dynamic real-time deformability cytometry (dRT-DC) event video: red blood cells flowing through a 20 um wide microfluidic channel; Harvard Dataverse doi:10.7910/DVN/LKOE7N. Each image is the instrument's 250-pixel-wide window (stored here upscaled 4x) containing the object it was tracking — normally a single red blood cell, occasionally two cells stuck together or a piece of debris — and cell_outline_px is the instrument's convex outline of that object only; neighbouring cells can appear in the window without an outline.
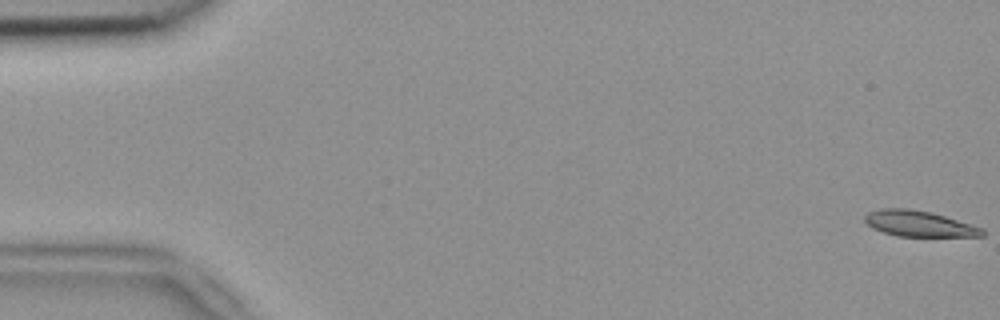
{"species": "common noctule bat (a hibernating species)", "species_latin": "Nyctalus noctula", "temperature_condition": "room temperature", "stored_images_in_passage": 4, "camera_frame_rate_fps": 3000, "um_per_image_px": 0.085, "animal": {"sex": "female", "body_mass_g": 18.4}, "frame": {"image": 1, "passage_image": 1, "time_ms": 0.0, "image_size_px": [1000, 320], "cell_outline_px": [[984, 236], [896, 236], [872, 228], [864, 220], [864, 216], [868, 212], [880, 208], [908, 208], [932, 212], [984, 228]], "centroid_in_image_um": [78.1, 19.0], "position_along_channel_um": 6.9, "area_um2": 17.69}}